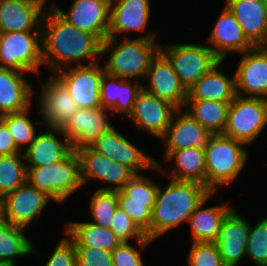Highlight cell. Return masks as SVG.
<instances>
[{
    "label": "cell",
    "mask_w": 267,
    "mask_h": 266,
    "mask_svg": "<svg viewBox=\"0 0 267 266\" xmlns=\"http://www.w3.org/2000/svg\"><path fill=\"white\" fill-rule=\"evenodd\" d=\"M150 9V0H111L108 37L147 31Z\"/></svg>",
    "instance_id": "obj_22"
},
{
    "label": "cell",
    "mask_w": 267,
    "mask_h": 266,
    "mask_svg": "<svg viewBox=\"0 0 267 266\" xmlns=\"http://www.w3.org/2000/svg\"><path fill=\"white\" fill-rule=\"evenodd\" d=\"M43 66L42 31L0 33V68L40 73Z\"/></svg>",
    "instance_id": "obj_6"
},
{
    "label": "cell",
    "mask_w": 267,
    "mask_h": 266,
    "mask_svg": "<svg viewBox=\"0 0 267 266\" xmlns=\"http://www.w3.org/2000/svg\"><path fill=\"white\" fill-rule=\"evenodd\" d=\"M113 266H144L140 250L122 242L112 252Z\"/></svg>",
    "instance_id": "obj_44"
},
{
    "label": "cell",
    "mask_w": 267,
    "mask_h": 266,
    "mask_svg": "<svg viewBox=\"0 0 267 266\" xmlns=\"http://www.w3.org/2000/svg\"><path fill=\"white\" fill-rule=\"evenodd\" d=\"M155 202L128 201V197L121 191H118V207H120L133 222L146 234L151 240V211Z\"/></svg>",
    "instance_id": "obj_38"
},
{
    "label": "cell",
    "mask_w": 267,
    "mask_h": 266,
    "mask_svg": "<svg viewBox=\"0 0 267 266\" xmlns=\"http://www.w3.org/2000/svg\"><path fill=\"white\" fill-rule=\"evenodd\" d=\"M111 0H73L68 12L57 4L54 9L69 24L96 35L102 42L108 37Z\"/></svg>",
    "instance_id": "obj_16"
},
{
    "label": "cell",
    "mask_w": 267,
    "mask_h": 266,
    "mask_svg": "<svg viewBox=\"0 0 267 266\" xmlns=\"http://www.w3.org/2000/svg\"><path fill=\"white\" fill-rule=\"evenodd\" d=\"M187 260L188 266H226L215 242H193Z\"/></svg>",
    "instance_id": "obj_41"
},
{
    "label": "cell",
    "mask_w": 267,
    "mask_h": 266,
    "mask_svg": "<svg viewBox=\"0 0 267 266\" xmlns=\"http://www.w3.org/2000/svg\"><path fill=\"white\" fill-rule=\"evenodd\" d=\"M229 105L215 100H186L183 109L211 134H223Z\"/></svg>",
    "instance_id": "obj_33"
},
{
    "label": "cell",
    "mask_w": 267,
    "mask_h": 266,
    "mask_svg": "<svg viewBox=\"0 0 267 266\" xmlns=\"http://www.w3.org/2000/svg\"><path fill=\"white\" fill-rule=\"evenodd\" d=\"M111 111L98 108H78L62 128L74 151L90 147L102 134L114 127L109 121Z\"/></svg>",
    "instance_id": "obj_17"
},
{
    "label": "cell",
    "mask_w": 267,
    "mask_h": 266,
    "mask_svg": "<svg viewBox=\"0 0 267 266\" xmlns=\"http://www.w3.org/2000/svg\"><path fill=\"white\" fill-rule=\"evenodd\" d=\"M44 13L25 1L0 0V33L41 31Z\"/></svg>",
    "instance_id": "obj_27"
},
{
    "label": "cell",
    "mask_w": 267,
    "mask_h": 266,
    "mask_svg": "<svg viewBox=\"0 0 267 266\" xmlns=\"http://www.w3.org/2000/svg\"><path fill=\"white\" fill-rule=\"evenodd\" d=\"M24 73L0 68V116L31 108L35 89L26 81Z\"/></svg>",
    "instance_id": "obj_26"
},
{
    "label": "cell",
    "mask_w": 267,
    "mask_h": 266,
    "mask_svg": "<svg viewBox=\"0 0 267 266\" xmlns=\"http://www.w3.org/2000/svg\"><path fill=\"white\" fill-rule=\"evenodd\" d=\"M249 230L248 220L233 207L223 219L215 241L226 266H239L246 257Z\"/></svg>",
    "instance_id": "obj_20"
},
{
    "label": "cell",
    "mask_w": 267,
    "mask_h": 266,
    "mask_svg": "<svg viewBox=\"0 0 267 266\" xmlns=\"http://www.w3.org/2000/svg\"><path fill=\"white\" fill-rule=\"evenodd\" d=\"M21 153L7 125L0 119V155Z\"/></svg>",
    "instance_id": "obj_45"
},
{
    "label": "cell",
    "mask_w": 267,
    "mask_h": 266,
    "mask_svg": "<svg viewBox=\"0 0 267 266\" xmlns=\"http://www.w3.org/2000/svg\"><path fill=\"white\" fill-rule=\"evenodd\" d=\"M104 66L99 62L86 66H71L61 69L53 75L65 86L78 108L101 107L100 86Z\"/></svg>",
    "instance_id": "obj_11"
},
{
    "label": "cell",
    "mask_w": 267,
    "mask_h": 266,
    "mask_svg": "<svg viewBox=\"0 0 267 266\" xmlns=\"http://www.w3.org/2000/svg\"><path fill=\"white\" fill-rule=\"evenodd\" d=\"M176 106L160 99L143 88L134 103L133 111L127 119L140 131L160 139L170 125Z\"/></svg>",
    "instance_id": "obj_13"
},
{
    "label": "cell",
    "mask_w": 267,
    "mask_h": 266,
    "mask_svg": "<svg viewBox=\"0 0 267 266\" xmlns=\"http://www.w3.org/2000/svg\"><path fill=\"white\" fill-rule=\"evenodd\" d=\"M145 78L149 80L147 87L143 84L142 88L145 91L168 101L178 109L184 108L187 90L174 72L172 64L161 51L151 61Z\"/></svg>",
    "instance_id": "obj_18"
},
{
    "label": "cell",
    "mask_w": 267,
    "mask_h": 266,
    "mask_svg": "<svg viewBox=\"0 0 267 266\" xmlns=\"http://www.w3.org/2000/svg\"><path fill=\"white\" fill-rule=\"evenodd\" d=\"M169 179L167 186L157 189L151 211V241L188 222L193 211L211 193L201 183Z\"/></svg>",
    "instance_id": "obj_2"
},
{
    "label": "cell",
    "mask_w": 267,
    "mask_h": 266,
    "mask_svg": "<svg viewBox=\"0 0 267 266\" xmlns=\"http://www.w3.org/2000/svg\"><path fill=\"white\" fill-rule=\"evenodd\" d=\"M238 63L234 73L237 95L267 99V46L241 53Z\"/></svg>",
    "instance_id": "obj_14"
},
{
    "label": "cell",
    "mask_w": 267,
    "mask_h": 266,
    "mask_svg": "<svg viewBox=\"0 0 267 266\" xmlns=\"http://www.w3.org/2000/svg\"><path fill=\"white\" fill-rule=\"evenodd\" d=\"M23 153L0 155V196L12 193L26 182V162Z\"/></svg>",
    "instance_id": "obj_34"
},
{
    "label": "cell",
    "mask_w": 267,
    "mask_h": 266,
    "mask_svg": "<svg viewBox=\"0 0 267 266\" xmlns=\"http://www.w3.org/2000/svg\"><path fill=\"white\" fill-rule=\"evenodd\" d=\"M26 181L44 192L54 202L68 199L83 185L80 177V162L73 151L66 159L40 167H26Z\"/></svg>",
    "instance_id": "obj_5"
},
{
    "label": "cell",
    "mask_w": 267,
    "mask_h": 266,
    "mask_svg": "<svg viewBox=\"0 0 267 266\" xmlns=\"http://www.w3.org/2000/svg\"><path fill=\"white\" fill-rule=\"evenodd\" d=\"M20 1H25V2H28L32 5H35V6L39 7L42 11L45 10V12L54 9V4H55L53 2L49 8L44 9L45 4L47 3L46 2L47 0H20Z\"/></svg>",
    "instance_id": "obj_46"
},
{
    "label": "cell",
    "mask_w": 267,
    "mask_h": 266,
    "mask_svg": "<svg viewBox=\"0 0 267 266\" xmlns=\"http://www.w3.org/2000/svg\"><path fill=\"white\" fill-rule=\"evenodd\" d=\"M215 195L211 192L193 211L187 223H190L191 239L193 242H215L217 240L221 223L228 212L233 208L221 202L217 206L204 207L207 201Z\"/></svg>",
    "instance_id": "obj_29"
},
{
    "label": "cell",
    "mask_w": 267,
    "mask_h": 266,
    "mask_svg": "<svg viewBox=\"0 0 267 266\" xmlns=\"http://www.w3.org/2000/svg\"><path fill=\"white\" fill-rule=\"evenodd\" d=\"M65 235L75 246L98 247L112 252L122 243V240L110 228H104L92 222H67L65 223Z\"/></svg>",
    "instance_id": "obj_31"
},
{
    "label": "cell",
    "mask_w": 267,
    "mask_h": 266,
    "mask_svg": "<svg viewBox=\"0 0 267 266\" xmlns=\"http://www.w3.org/2000/svg\"><path fill=\"white\" fill-rule=\"evenodd\" d=\"M208 46L221 60L227 59L229 54H241L255 47L245 36L234 14L225 5L218 16L214 28L208 37ZM210 43V44H209Z\"/></svg>",
    "instance_id": "obj_19"
},
{
    "label": "cell",
    "mask_w": 267,
    "mask_h": 266,
    "mask_svg": "<svg viewBox=\"0 0 267 266\" xmlns=\"http://www.w3.org/2000/svg\"><path fill=\"white\" fill-rule=\"evenodd\" d=\"M92 222L104 228H110L112 218L118 208V191L95 190L90 199Z\"/></svg>",
    "instance_id": "obj_36"
},
{
    "label": "cell",
    "mask_w": 267,
    "mask_h": 266,
    "mask_svg": "<svg viewBox=\"0 0 267 266\" xmlns=\"http://www.w3.org/2000/svg\"><path fill=\"white\" fill-rule=\"evenodd\" d=\"M222 64L220 61L187 90V100H215L230 104L235 99V74L230 78L222 72L219 68Z\"/></svg>",
    "instance_id": "obj_28"
},
{
    "label": "cell",
    "mask_w": 267,
    "mask_h": 266,
    "mask_svg": "<svg viewBox=\"0 0 267 266\" xmlns=\"http://www.w3.org/2000/svg\"><path fill=\"white\" fill-rule=\"evenodd\" d=\"M156 33L153 31L134 39L127 37L123 40L118 37H107L102 42L101 51L102 55L110 52L107 62L103 65L105 72L122 79H137L141 82L162 45L158 44Z\"/></svg>",
    "instance_id": "obj_3"
},
{
    "label": "cell",
    "mask_w": 267,
    "mask_h": 266,
    "mask_svg": "<svg viewBox=\"0 0 267 266\" xmlns=\"http://www.w3.org/2000/svg\"><path fill=\"white\" fill-rule=\"evenodd\" d=\"M44 266H77L74 242L68 236L60 239Z\"/></svg>",
    "instance_id": "obj_43"
},
{
    "label": "cell",
    "mask_w": 267,
    "mask_h": 266,
    "mask_svg": "<svg viewBox=\"0 0 267 266\" xmlns=\"http://www.w3.org/2000/svg\"><path fill=\"white\" fill-rule=\"evenodd\" d=\"M30 108L16 113H8L0 116V119L7 125L14 139L16 147L24 152L36 137V128L32 119L28 117ZM26 146V147H25ZM23 149V150H22Z\"/></svg>",
    "instance_id": "obj_35"
},
{
    "label": "cell",
    "mask_w": 267,
    "mask_h": 266,
    "mask_svg": "<svg viewBox=\"0 0 267 266\" xmlns=\"http://www.w3.org/2000/svg\"><path fill=\"white\" fill-rule=\"evenodd\" d=\"M211 135L183 108L178 109L165 134L159 139L166 145L164 158L173 150L190 147L205 148Z\"/></svg>",
    "instance_id": "obj_21"
},
{
    "label": "cell",
    "mask_w": 267,
    "mask_h": 266,
    "mask_svg": "<svg viewBox=\"0 0 267 266\" xmlns=\"http://www.w3.org/2000/svg\"><path fill=\"white\" fill-rule=\"evenodd\" d=\"M163 45L160 46V51L170 61L186 90L221 61L208 45L194 43Z\"/></svg>",
    "instance_id": "obj_7"
},
{
    "label": "cell",
    "mask_w": 267,
    "mask_h": 266,
    "mask_svg": "<svg viewBox=\"0 0 267 266\" xmlns=\"http://www.w3.org/2000/svg\"><path fill=\"white\" fill-rule=\"evenodd\" d=\"M246 144L224 134H212L204 148L206 159V187L216 192L232 183L246 166Z\"/></svg>",
    "instance_id": "obj_4"
},
{
    "label": "cell",
    "mask_w": 267,
    "mask_h": 266,
    "mask_svg": "<svg viewBox=\"0 0 267 266\" xmlns=\"http://www.w3.org/2000/svg\"><path fill=\"white\" fill-rule=\"evenodd\" d=\"M46 129L48 132H38L31 145L24 150L26 167L49 165L52 162L66 159L74 151L71 141L61 128L46 127Z\"/></svg>",
    "instance_id": "obj_23"
},
{
    "label": "cell",
    "mask_w": 267,
    "mask_h": 266,
    "mask_svg": "<svg viewBox=\"0 0 267 266\" xmlns=\"http://www.w3.org/2000/svg\"><path fill=\"white\" fill-rule=\"evenodd\" d=\"M142 87V82L122 79L105 72L100 86L101 107L114 115L117 113L128 118Z\"/></svg>",
    "instance_id": "obj_24"
},
{
    "label": "cell",
    "mask_w": 267,
    "mask_h": 266,
    "mask_svg": "<svg viewBox=\"0 0 267 266\" xmlns=\"http://www.w3.org/2000/svg\"><path fill=\"white\" fill-rule=\"evenodd\" d=\"M158 186L156 181L145 175L135 174L121 189L128 201L155 202Z\"/></svg>",
    "instance_id": "obj_40"
},
{
    "label": "cell",
    "mask_w": 267,
    "mask_h": 266,
    "mask_svg": "<svg viewBox=\"0 0 267 266\" xmlns=\"http://www.w3.org/2000/svg\"><path fill=\"white\" fill-rule=\"evenodd\" d=\"M267 6V0H261Z\"/></svg>",
    "instance_id": "obj_49"
},
{
    "label": "cell",
    "mask_w": 267,
    "mask_h": 266,
    "mask_svg": "<svg viewBox=\"0 0 267 266\" xmlns=\"http://www.w3.org/2000/svg\"><path fill=\"white\" fill-rule=\"evenodd\" d=\"M75 152L80 162L82 185L90 183L92 179H98L101 183L110 185L99 187L97 190L119 191L135 175L130 168L109 159L91 147H83Z\"/></svg>",
    "instance_id": "obj_10"
},
{
    "label": "cell",
    "mask_w": 267,
    "mask_h": 266,
    "mask_svg": "<svg viewBox=\"0 0 267 266\" xmlns=\"http://www.w3.org/2000/svg\"><path fill=\"white\" fill-rule=\"evenodd\" d=\"M26 231L23 227L9 224L4 215L0 214V261L16 266V258L21 259L33 253L39 255Z\"/></svg>",
    "instance_id": "obj_32"
},
{
    "label": "cell",
    "mask_w": 267,
    "mask_h": 266,
    "mask_svg": "<svg viewBox=\"0 0 267 266\" xmlns=\"http://www.w3.org/2000/svg\"><path fill=\"white\" fill-rule=\"evenodd\" d=\"M0 266H14V265L0 261Z\"/></svg>",
    "instance_id": "obj_47"
},
{
    "label": "cell",
    "mask_w": 267,
    "mask_h": 266,
    "mask_svg": "<svg viewBox=\"0 0 267 266\" xmlns=\"http://www.w3.org/2000/svg\"><path fill=\"white\" fill-rule=\"evenodd\" d=\"M225 5L254 46H267V6L261 0H225Z\"/></svg>",
    "instance_id": "obj_25"
},
{
    "label": "cell",
    "mask_w": 267,
    "mask_h": 266,
    "mask_svg": "<svg viewBox=\"0 0 267 266\" xmlns=\"http://www.w3.org/2000/svg\"><path fill=\"white\" fill-rule=\"evenodd\" d=\"M267 126V99L236 96L230 103L223 134L246 146Z\"/></svg>",
    "instance_id": "obj_8"
},
{
    "label": "cell",
    "mask_w": 267,
    "mask_h": 266,
    "mask_svg": "<svg viewBox=\"0 0 267 266\" xmlns=\"http://www.w3.org/2000/svg\"><path fill=\"white\" fill-rule=\"evenodd\" d=\"M1 211H2V197L0 196V214H1Z\"/></svg>",
    "instance_id": "obj_48"
},
{
    "label": "cell",
    "mask_w": 267,
    "mask_h": 266,
    "mask_svg": "<svg viewBox=\"0 0 267 266\" xmlns=\"http://www.w3.org/2000/svg\"><path fill=\"white\" fill-rule=\"evenodd\" d=\"M110 229L122 242H130V239L135 238L136 244H138L141 249H144L147 245L152 243V241L146 237V234L120 207H118L114 213Z\"/></svg>",
    "instance_id": "obj_39"
},
{
    "label": "cell",
    "mask_w": 267,
    "mask_h": 266,
    "mask_svg": "<svg viewBox=\"0 0 267 266\" xmlns=\"http://www.w3.org/2000/svg\"><path fill=\"white\" fill-rule=\"evenodd\" d=\"M41 30L43 65L47 64L51 74L64 69L65 65L71 67L72 62L86 66L98 63L102 57V41L69 24L55 9L44 13ZM87 58L89 61L84 64L82 61Z\"/></svg>",
    "instance_id": "obj_1"
},
{
    "label": "cell",
    "mask_w": 267,
    "mask_h": 266,
    "mask_svg": "<svg viewBox=\"0 0 267 266\" xmlns=\"http://www.w3.org/2000/svg\"><path fill=\"white\" fill-rule=\"evenodd\" d=\"M52 199L27 181L2 198V211L9 224L28 230Z\"/></svg>",
    "instance_id": "obj_12"
},
{
    "label": "cell",
    "mask_w": 267,
    "mask_h": 266,
    "mask_svg": "<svg viewBox=\"0 0 267 266\" xmlns=\"http://www.w3.org/2000/svg\"><path fill=\"white\" fill-rule=\"evenodd\" d=\"M38 94L39 116L49 128H63L78 109L65 86L53 75L45 80Z\"/></svg>",
    "instance_id": "obj_15"
},
{
    "label": "cell",
    "mask_w": 267,
    "mask_h": 266,
    "mask_svg": "<svg viewBox=\"0 0 267 266\" xmlns=\"http://www.w3.org/2000/svg\"><path fill=\"white\" fill-rule=\"evenodd\" d=\"M246 257L256 266H267V216L253 226L250 223Z\"/></svg>",
    "instance_id": "obj_37"
},
{
    "label": "cell",
    "mask_w": 267,
    "mask_h": 266,
    "mask_svg": "<svg viewBox=\"0 0 267 266\" xmlns=\"http://www.w3.org/2000/svg\"><path fill=\"white\" fill-rule=\"evenodd\" d=\"M165 162L174 161L173 171L161 173L177 181L198 182L206 186V159L204 148L190 147L171 151Z\"/></svg>",
    "instance_id": "obj_30"
},
{
    "label": "cell",
    "mask_w": 267,
    "mask_h": 266,
    "mask_svg": "<svg viewBox=\"0 0 267 266\" xmlns=\"http://www.w3.org/2000/svg\"><path fill=\"white\" fill-rule=\"evenodd\" d=\"M77 266H113L112 253L98 247L75 246Z\"/></svg>",
    "instance_id": "obj_42"
},
{
    "label": "cell",
    "mask_w": 267,
    "mask_h": 266,
    "mask_svg": "<svg viewBox=\"0 0 267 266\" xmlns=\"http://www.w3.org/2000/svg\"><path fill=\"white\" fill-rule=\"evenodd\" d=\"M117 129L112 127L90 147L109 159L130 168L135 174H141L142 171H147L148 169L151 171L157 170L158 172L164 169L158 160L156 161L153 156L138 148Z\"/></svg>",
    "instance_id": "obj_9"
}]
</instances>
